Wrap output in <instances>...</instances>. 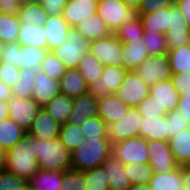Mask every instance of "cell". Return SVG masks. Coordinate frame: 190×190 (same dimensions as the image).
I'll use <instances>...</instances> for the list:
<instances>
[{
	"label": "cell",
	"mask_w": 190,
	"mask_h": 190,
	"mask_svg": "<svg viewBox=\"0 0 190 190\" xmlns=\"http://www.w3.org/2000/svg\"><path fill=\"white\" fill-rule=\"evenodd\" d=\"M5 169L29 180L40 169L36 154V138L26 133L14 147L5 152Z\"/></svg>",
	"instance_id": "6da1fadb"
},
{
	"label": "cell",
	"mask_w": 190,
	"mask_h": 190,
	"mask_svg": "<svg viewBox=\"0 0 190 190\" xmlns=\"http://www.w3.org/2000/svg\"><path fill=\"white\" fill-rule=\"evenodd\" d=\"M112 144L109 136L84 137L71 152L72 169L83 172L101 166L112 156Z\"/></svg>",
	"instance_id": "7a4b0ae2"
},
{
	"label": "cell",
	"mask_w": 190,
	"mask_h": 190,
	"mask_svg": "<svg viewBox=\"0 0 190 190\" xmlns=\"http://www.w3.org/2000/svg\"><path fill=\"white\" fill-rule=\"evenodd\" d=\"M36 154L39 168L45 171L65 172L72 170L71 151L59 138H36Z\"/></svg>",
	"instance_id": "3957f363"
},
{
	"label": "cell",
	"mask_w": 190,
	"mask_h": 190,
	"mask_svg": "<svg viewBox=\"0 0 190 190\" xmlns=\"http://www.w3.org/2000/svg\"><path fill=\"white\" fill-rule=\"evenodd\" d=\"M96 14L111 33H115L122 24L139 17L138 10L129 8L122 0H98Z\"/></svg>",
	"instance_id": "277c9868"
},
{
	"label": "cell",
	"mask_w": 190,
	"mask_h": 190,
	"mask_svg": "<svg viewBox=\"0 0 190 190\" xmlns=\"http://www.w3.org/2000/svg\"><path fill=\"white\" fill-rule=\"evenodd\" d=\"M90 42L82 37L75 29L67 35V41L52 52L64 63L67 70L78 68L84 55L89 52Z\"/></svg>",
	"instance_id": "5b68a950"
},
{
	"label": "cell",
	"mask_w": 190,
	"mask_h": 190,
	"mask_svg": "<svg viewBox=\"0 0 190 190\" xmlns=\"http://www.w3.org/2000/svg\"><path fill=\"white\" fill-rule=\"evenodd\" d=\"M148 140L141 136L132 137L112 144V156L123 164L149 162Z\"/></svg>",
	"instance_id": "8992f818"
},
{
	"label": "cell",
	"mask_w": 190,
	"mask_h": 190,
	"mask_svg": "<svg viewBox=\"0 0 190 190\" xmlns=\"http://www.w3.org/2000/svg\"><path fill=\"white\" fill-rule=\"evenodd\" d=\"M89 53L104 66L123 67L122 42L114 33L91 41L89 44Z\"/></svg>",
	"instance_id": "52a82bcc"
},
{
	"label": "cell",
	"mask_w": 190,
	"mask_h": 190,
	"mask_svg": "<svg viewBox=\"0 0 190 190\" xmlns=\"http://www.w3.org/2000/svg\"><path fill=\"white\" fill-rule=\"evenodd\" d=\"M128 71L122 66L103 67L101 78L88 86V93L96 99L115 94Z\"/></svg>",
	"instance_id": "ba28073f"
},
{
	"label": "cell",
	"mask_w": 190,
	"mask_h": 190,
	"mask_svg": "<svg viewBox=\"0 0 190 190\" xmlns=\"http://www.w3.org/2000/svg\"><path fill=\"white\" fill-rule=\"evenodd\" d=\"M150 86L135 72L128 71L115 95L129 107H137L149 96Z\"/></svg>",
	"instance_id": "9c48e42d"
},
{
	"label": "cell",
	"mask_w": 190,
	"mask_h": 190,
	"mask_svg": "<svg viewBox=\"0 0 190 190\" xmlns=\"http://www.w3.org/2000/svg\"><path fill=\"white\" fill-rule=\"evenodd\" d=\"M135 72L150 87L154 84L169 80L172 77L170 60L167 54L149 56Z\"/></svg>",
	"instance_id": "30bf717a"
},
{
	"label": "cell",
	"mask_w": 190,
	"mask_h": 190,
	"mask_svg": "<svg viewBox=\"0 0 190 190\" xmlns=\"http://www.w3.org/2000/svg\"><path fill=\"white\" fill-rule=\"evenodd\" d=\"M142 115L137 107H130L119 121L108 126V136L112 143L139 136Z\"/></svg>",
	"instance_id": "8fae6325"
},
{
	"label": "cell",
	"mask_w": 190,
	"mask_h": 190,
	"mask_svg": "<svg viewBox=\"0 0 190 190\" xmlns=\"http://www.w3.org/2000/svg\"><path fill=\"white\" fill-rule=\"evenodd\" d=\"M165 36L168 50L190 44V27L175 3L170 5L169 28Z\"/></svg>",
	"instance_id": "7c38bea8"
},
{
	"label": "cell",
	"mask_w": 190,
	"mask_h": 190,
	"mask_svg": "<svg viewBox=\"0 0 190 190\" xmlns=\"http://www.w3.org/2000/svg\"><path fill=\"white\" fill-rule=\"evenodd\" d=\"M149 164L156 173H169L178 165L174 160L169 142L148 140Z\"/></svg>",
	"instance_id": "4fadbf2b"
},
{
	"label": "cell",
	"mask_w": 190,
	"mask_h": 190,
	"mask_svg": "<svg viewBox=\"0 0 190 190\" xmlns=\"http://www.w3.org/2000/svg\"><path fill=\"white\" fill-rule=\"evenodd\" d=\"M9 117L28 131L40 106L32 98L12 96L7 102Z\"/></svg>",
	"instance_id": "5bb4252c"
},
{
	"label": "cell",
	"mask_w": 190,
	"mask_h": 190,
	"mask_svg": "<svg viewBox=\"0 0 190 190\" xmlns=\"http://www.w3.org/2000/svg\"><path fill=\"white\" fill-rule=\"evenodd\" d=\"M60 93L59 81L52 79L40 69L37 70L31 98L40 107H44Z\"/></svg>",
	"instance_id": "9a60e30c"
},
{
	"label": "cell",
	"mask_w": 190,
	"mask_h": 190,
	"mask_svg": "<svg viewBox=\"0 0 190 190\" xmlns=\"http://www.w3.org/2000/svg\"><path fill=\"white\" fill-rule=\"evenodd\" d=\"M60 127L44 107H40L27 133L35 138L54 140L59 138Z\"/></svg>",
	"instance_id": "2e32d148"
},
{
	"label": "cell",
	"mask_w": 190,
	"mask_h": 190,
	"mask_svg": "<svg viewBox=\"0 0 190 190\" xmlns=\"http://www.w3.org/2000/svg\"><path fill=\"white\" fill-rule=\"evenodd\" d=\"M98 0H69L62 11L64 20L74 28L77 24L97 12Z\"/></svg>",
	"instance_id": "e0dca14e"
},
{
	"label": "cell",
	"mask_w": 190,
	"mask_h": 190,
	"mask_svg": "<svg viewBox=\"0 0 190 190\" xmlns=\"http://www.w3.org/2000/svg\"><path fill=\"white\" fill-rule=\"evenodd\" d=\"M47 36V50L53 51L67 41V35L72 29L62 15L48 16L43 26Z\"/></svg>",
	"instance_id": "ac0fdd59"
},
{
	"label": "cell",
	"mask_w": 190,
	"mask_h": 190,
	"mask_svg": "<svg viewBox=\"0 0 190 190\" xmlns=\"http://www.w3.org/2000/svg\"><path fill=\"white\" fill-rule=\"evenodd\" d=\"M129 108L115 94L98 99V116L107 126L123 118Z\"/></svg>",
	"instance_id": "d6986e66"
},
{
	"label": "cell",
	"mask_w": 190,
	"mask_h": 190,
	"mask_svg": "<svg viewBox=\"0 0 190 190\" xmlns=\"http://www.w3.org/2000/svg\"><path fill=\"white\" fill-rule=\"evenodd\" d=\"M98 116V99L89 93L73 98V107L68 123L81 124L86 119Z\"/></svg>",
	"instance_id": "ffe728a7"
},
{
	"label": "cell",
	"mask_w": 190,
	"mask_h": 190,
	"mask_svg": "<svg viewBox=\"0 0 190 190\" xmlns=\"http://www.w3.org/2000/svg\"><path fill=\"white\" fill-rule=\"evenodd\" d=\"M149 95L154 97L167 113L177 110L180 94L173 86L171 79L160 81L151 86Z\"/></svg>",
	"instance_id": "44dd1931"
},
{
	"label": "cell",
	"mask_w": 190,
	"mask_h": 190,
	"mask_svg": "<svg viewBox=\"0 0 190 190\" xmlns=\"http://www.w3.org/2000/svg\"><path fill=\"white\" fill-rule=\"evenodd\" d=\"M122 53L123 67L127 71H135L149 57L143 40L122 42Z\"/></svg>",
	"instance_id": "7402d4cb"
},
{
	"label": "cell",
	"mask_w": 190,
	"mask_h": 190,
	"mask_svg": "<svg viewBox=\"0 0 190 190\" xmlns=\"http://www.w3.org/2000/svg\"><path fill=\"white\" fill-rule=\"evenodd\" d=\"M107 175L110 190H127L132 184L124 171L123 163L113 156L101 164Z\"/></svg>",
	"instance_id": "603a6c76"
},
{
	"label": "cell",
	"mask_w": 190,
	"mask_h": 190,
	"mask_svg": "<svg viewBox=\"0 0 190 190\" xmlns=\"http://www.w3.org/2000/svg\"><path fill=\"white\" fill-rule=\"evenodd\" d=\"M59 85L60 92L71 98L88 93L86 80L77 68L66 70L59 80Z\"/></svg>",
	"instance_id": "cb8c5ba5"
},
{
	"label": "cell",
	"mask_w": 190,
	"mask_h": 190,
	"mask_svg": "<svg viewBox=\"0 0 190 190\" xmlns=\"http://www.w3.org/2000/svg\"><path fill=\"white\" fill-rule=\"evenodd\" d=\"M20 25L44 26L48 14L37 0H23L18 12Z\"/></svg>",
	"instance_id": "d4e9b609"
},
{
	"label": "cell",
	"mask_w": 190,
	"mask_h": 190,
	"mask_svg": "<svg viewBox=\"0 0 190 190\" xmlns=\"http://www.w3.org/2000/svg\"><path fill=\"white\" fill-rule=\"evenodd\" d=\"M139 136L146 140L168 142V119L164 117L143 118Z\"/></svg>",
	"instance_id": "484cf974"
},
{
	"label": "cell",
	"mask_w": 190,
	"mask_h": 190,
	"mask_svg": "<svg viewBox=\"0 0 190 190\" xmlns=\"http://www.w3.org/2000/svg\"><path fill=\"white\" fill-rule=\"evenodd\" d=\"M73 29L89 42L112 34L97 14L85 18Z\"/></svg>",
	"instance_id": "4316f807"
},
{
	"label": "cell",
	"mask_w": 190,
	"mask_h": 190,
	"mask_svg": "<svg viewBox=\"0 0 190 190\" xmlns=\"http://www.w3.org/2000/svg\"><path fill=\"white\" fill-rule=\"evenodd\" d=\"M64 172L45 171L39 169L32 178L27 181L31 190H62V176Z\"/></svg>",
	"instance_id": "83f0119b"
},
{
	"label": "cell",
	"mask_w": 190,
	"mask_h": 190,
	"mask_svg": "<svg viewBox=\"0 0 190 190\" xmlns=\"http://www.w3.org/2000/svg\"><path fill=\"white\" fill-rule=\"evenodd\" d=\"M148 185L151 190H184L180 166L169 173L154 172Z\"/></svg>",
	"instance_id": "f1b7e54d"
},
{
	"label": "cell",
	"mask_w": 190,
	"mask_h": 190,
	"mask_svg": "<svg viewBox=\"0 0 190 190\" xmlns=\"http://www.w3.org/2000/svg\"><path fill=\"white\" fill-rule=\"evenodd\" d=\"M72 107L73 98L60 93L46 104L44 109L57 123L62 125L68 122Z\"/></svg>",
	"instance_id": "f546056e"
},
{
	"label": "cell",
	"mask_w": 190,
	"mask_h": 190,
	"mask_svg": "<svg viewBox=\"0 0 190 190\" xmlns=\"http://www.w3.org/2000/svg\"><path fill=\"white\" fill-rule=\"evenodd\" d=\"M27 133L10 117L0 122V147L4 152L14 147Z\"/></svg>",
	"instance_id": "4dcf8cb0"
},
{
	"label": "cell",
	"mask_w": 190,
	"mask_h": 190,
	"mask_svg": "<svg viewBox=\"0 0 190 190\" xmlns=\"http://www.w3.org/2000/svg\"><path fill=\"white\" fill-rule=\"evenodd\" d=\"M144 32L166 34L169 28L170 6L157 12L139 15Z\"/></svg>",
	"instance_id": "1f68e13d"
},
{
	"label": "cell",
	"mask_w": 190,
	"mask_h": 190,
	"mask_svg": "<svg viewBox=\"0 0 190 190\" xmlns=\"http://www.w3.org/2000/svg\"><path fill=\"white\" fill-rule=\"evenodd\" d=\"M169 145L178 166L190 164V127L170 138Z\"/></svg>",
	"instance_id": "d6a6232c"
},
{
	"label": "cell",
	"mask_w": 190,
	"mask_h": 190,
	"mask_svg": "<svg viewBox=\"0 0 190 190\" xmlns=\"http://www.w3.org/2000/svg\"><path fill=\"white\" fill-rule=\"evenodd\" d=\"M43 26L20 25L18 44L35 48L47 49V36Z\"/></svg>",
	"instance_id": "836d02e7"
},
{
	"label": "cell",
	"mask_w": 190,
	"mask_h": 190,
	"mask_svg": "<svg viewBox=\"0 0 190 190\" xmlns=\"http://www.w3.org/2000/svg\"><path fill=\"white\" fill-rule=\"evenodd\" d=\"M47 53V49L21 46L19 44V69L39 70Z\"/></svg>",
	"instance_id": "e575fe53"
},
{
	"label": "cell",
	"mask_w": 190,
	"mask_h": 190,
	"mask_svg": "<svg viewBox=\"0 0 190 190\" xmlns=\"http://www.w3.org/2000/svg\"><path fill=\"white\" fill-rule=\"evenodd\" d=\"M172 74L190 72V44L168 50Z\"/></svg>",
	"instance_id": "d590c367"
},
{
	"label": "cell",
	"mask_w": 190,
	"mask_h": 190,
	"mask_svg": "<svg viewBox=\"0 0 190 190\" xmlns=\"http://www.w3.org/2000/svg\"><path fill=\"white\" fill-rule=\"evenodd\" d=\"M37 70L21 68L18 81L13 85L12 96L31 98Z\"/></svg>",
	"instance_id": "8d00e7d4"
},
{
	"label": "cell",
	"mask_w": 190,
	"mask_h": 190,
	"mask_svg": "<svg viewBox=\"0 0 190 190\" xmlns=\"http://www.w3.org/2000/svg\"><path fill=\"white\" fill-rule=\"evenodd\" d=\"M20 31L18 15L0 13V39L5 43L17 42Z\"/></svg>",
	"instance_id": "74e56055"
},
{
	"label": "cell",
	"mask_w": 190,
	"mask_h": 190,
	"mask_svg": "<svg viewBox=\"0 0 190 190\" xmlns=\"http://www.w3.org/2000/svg\"><path fill=\"white\" fill-rule=\"evenodd\" d=\"M104 65L101 64L97 59L93 57L91 53H87L81 59L78 70L86 80L87 85L89 86L93 82L101 78L102 70Z\"/></svg>",
	"instance_id": "f35d334b"
},
{
	"label": "cell",
	"mask_w": 190,
	"mask_h": 190,
	"mask_svg": "<svg viewBox=\"0 0 190 190\" xmlns=\"http://www.w3.org/2000/svg\"><path fill=\"white\" fill-rule=\"evenodd\" d=\"M123 166L126 175L131 181V184L148 185L154 173L149 163L137 164L133 162L123 164Z\"/></svg>",
	"instance_id": "ab89813d"
},
{
	"label": "cell",
	"mask_w": 190,
	"mask_h": 190,
	"mask_svg": "<svg viewBox=\"0 0 190 190\" xmlns=\"http://www.w3.org/2000/svg\"><path fill=\"white\" fill-rule=\"evenodd\" d=\"M84 137L80 124L67 122L60 127L59 139L71 152L84 140Z\"/></svg>",
	"instance_id": "60d3db41"
},
{
	"label": "cell",
	"mask_w": 190,
	"mask_h": 190,
	"mask_svg": "<svg viewBox=\"0 0 190 190\" xmlns=\"http://www.w3.org/2000/svg\"><path fill=\"white\" fill-rule=\"evenodd\" d=\"M121 42H132L135 40H143L144 30L140 18L122 24L114 33Z\"/></svg>",
	"instance_id": "b9f144b4"
},
{
	"label": "cell",
	"mask_w": 190,
	"mask_h": 190,
	"mask_svg": "<svg viewBox=\"0 0 190 190\" xmlns=\"http://www.w3.org/2000/svg\"><path fill=\"white\" fill-rule=\"evenodd\" d=\"M85 175V190H110L107 175L102 166L83 171Z\"/></svg>",
	"instance_id": "7bdbcfd3"
},
{
	"label": "cell",
	"mask_w": 190,
	"mask_h": 190,
	"mask_svg": "<svg viewBox=\"0 0 190 190\" xmlns=\"http://www.w3.org/2000/svg\"><path fill=\"white\" fill-rule=\"evenodd\" d=\"M143 41L146 44L149 56L167 54L166 36L161 33L144 32Z\"/></svg>",
	"instance_id": "ee69618b"
},
{
	"label": "cell",
	"mask_w": 190,
	"mask_h": 190,
	"mask_svg": "<svg viewBox=\"0 0 190 190\" xmlns=\"http://www.w3.org/2000/svg\"><path fill=\"white\" fill-rule=\"evenodd\" d=\"M40 70L49 75L52 79L59 81L67 69L64 63L57 58L55 53L48 51L41 64Z\"/></svg>",
	"instance_id": "f6af8a7d"
},
{
	"label": "cell",
	"mask_w": 190,
	"mask_h": 190,
	"mask_svg": "<svg viewBox=\"0 0 190 190\" xmlns=\"http://www.w3.org/2000/svg\"><path fill=\"white\" fill-rule=\"evenodd\" d=\"M80 128L86 138L108 136V126L99 116L86 119L80 124Z\"/></svg>",
	"instance_id": "bcb514c9"
},
{
	"label": "cell",
	"mask_w": 190,
	"mask_h": 190,
	"mask_svg": "<svg viewBox=\"0 0 190 190\" xmlns=\"http://www.w3.org/2000/svg\"><path fill=\"white\" fill-rule=\"evenodd\" d=\"M137 109L143 118L164 117L167 115L164 107L150 95L137 106Z\"/></svg>",
	"instance_id": "7dc6e473"
},
{
	"label": "cell",
	"mask_w": 190,
	"mask_h": 190,
	"mask_svg": "<svg viewBox=\"0 0 190 190\" xmlns=\"http://www.w3.org/2000/svg\"><path fill=\"white\" fill-rule=\"evenodd\" d=\"M85 175L82 171L68 170L62 176V190H85Z\"/></svg>",
	"instance_id": "c3c4849f"
},
{
	"label": "cell",
	"mask_w": 190,
	"mask_h": 190,
	"mask_svg": "<svg viewBox=\"0 0 190 190\" xmlns=\"http://www.w3.org/2000/svg\"><path fill=\"white\" fill-rule=\"evenodd\" d=\"M27 180L11 174L6 169L0 172V190H26Z\"/></svg>",
	"instance_id": "681fc988"
},
{
	"label": "cell",
	"mask_w": 190,
	"mask_h": 190,
	"mask_svg": "<svg viewBox=\"0 0 190 190\" xmlns=\"http://www.w3.org/2000/svg\"><path fill=\"white\" fill-rule=\"evenodd\" d=\"M166 118L168 119V142L170 138L190 127L189 122L184 120L177 110L168 112Z\"/></svg>",
	"instance_id": "f907efd6"
},
{
	"label": "cell",
	"mask_w": 190,
	"mask_h": 190,
	"mask_svg": "<svg viewBox=\"0 0 190 190\" xmlns=\"http://www.w3.org/2000/svg\"><path fill=\"white\" fill-rule=\"evenodd\" d=\"M175 0H141L138 9L139 15L157 12L174 4Z\"/></svg>",
	"instance_id": "816d5d0a"
},
{
	"label": "cell",
	"mask_w": 190,
	"mask_h": 190,
	"mask_svg": "<svg viewBox=\"0 0 190 190\" xmlns=\"http://www.w3.org/2000/svg\"><path fill=\"white\" fill-rule=\"evenodd\" d=\"M0 63L13 64L19 68V44L18 42L7 43L0 56Z\"/></svg>",
	"instance_id": "f5cc1de1"
},
{
	"label": "cell",
	"mask_w": 190,
	"mask_h": 190,
	"mask_svg": "<svg viewBox=\"0 0 190 190\" xmlns=\"http://www.w3.org/2000/svg\"><path fill=\"white\" fill-rule=\"evenodd\" d=\"M19 72L20 69L13 64L0 63V80L9 87L18 81Z\"/></svg>",
	"instance_id": "db71d44e"
},
{
	"label": "cell",
	"mask_w": 190,
	"mask_h": 190,
	"mask_svg": "<svg viewBox=\"0 0 190 190\" xmlns=\"http://www.w3.org/2000/svg\"><path fill=\"white\" fill-rule=\"evenodd\" d=\"M48 16L62 15L64 7L69 0H37Z\"/></svg>",
	"instance_id": "11a10c76"
},
{
	"label": "cell",
	"mask_w": 190,
	"mask_h": 190,
	"mask_svg": "<svg viewBox=\"0 0 190 190\" xmlns=\"http://www.w3.org/2000/svg\"><path fill=\"white\" fill-rule=\"evenodd\" d=\"M171 81L179 94L190 93V72L182 74H172Z\"/></svg>",
	"instance_id": "9f6ffc18"
},
{
	"label": "cell",
	"mask_w": 190,
	"mask_h": 190,
	"mask_svg": "<svg viewBox=\"0 0 190 190\" xmlns=\"http://www.w3.org/2000/svg\"><path fill=\"white\" fill-rule=\"evenodd\" d=\"M177 111L190 124V93L183 92L180 94Z\"/></svg>",
	"instance_id": "6f0895ef"
},
{
	"label": "cell",
	"mask_w": 190,
	"mask_h": 190,
	"mask_svg": "<svg viewBox=\"0 0 190 190\" xmlns=\"http://www.w3.org/2000/svg\"><path fill=\"white\" fill-rule=\"evenodd\" d=\"M23 0H0V13L18 15Z\"/></svg>",
	"instance_id": "680465c9"
},
{
	"label": "cell",
	"mask_w": 190,
	"mask_h": 190,
	"mask_svg": "<svg viewBox=\"0 0 190 190\" xmlns=\"http://www.w3.org/2000/svg\"><path fill=\"white\" fill-rule=\"evenodd\" d=\"M174 3L181 10L187 25L190 27V0H175Z\"/></svg>",
	"instance_id": "91938a15"
},
{
	"label": "cell",
	"mask_w": 190,
	"mask_h": 190,
	"mask_svg": "<svg viewBox=\"0 0 190 190\" xmlns=\"http://www.w3.org/2000/svg\"><path fill=\"white\" fill-rule=\"evenodd\" d=\"M12 88L0 80V101L8 102L12 97Z\"/></svg>",
	"instance_id": "94428289"
},
{
	"label": "cell",
	"mask_w": 190,
	"mask_h": 190,
	"mask_svg": "<svg viewBox=\"0 0 190 190\" xmlns=\"http://www.w3.org/2000/svg\"><path fill=\"white\" fill-rule=\"evenodd\" d=\"M184 180V190H190V164L180 166Z\"/></svg>",
	"instance_id": "6125c7cd"
},
{
	"label": "cell",
	"mask_w": 190,
	"mask_h": 190,
	"mask_svg": "<svg viewBox=\"0 0 190 190\" xmlns=\"http://www.w3.org/2000/svg\"><path fill=\"white\" fill-rule=\"evenodd\" d=\"M8 117V104L7 102L0 101V122Z\"/></svg>",
	"instance_id": "be15d7a7"
},
{
	"label": "cell",
	"mask_w": 190,
	"mask_h": 190,
	"mask_svg": "<svg viewBox=\"0 0 190 190\" xmlns=\"http://www.w3.org/2000/svg\"><path fill=\"white\" fill-rule=\"evenodd\" d=\"M129 8H134L136 10L140 7L141 0H122Z\"/></svg>",
	"instance_id": "e7e4bbea"
},
{
	"label": "cell",
	"mask_w": 190,
	"mask_h": 190,
	"mask_svg": "<svg viewBox=\"0 0 190 190\" xmlns=\"http://www.w3.org/2000/svg\"><path fill=\"white\" fill-rule=\"evenodd\" d=\"M127 190H151L149 185L132 184Z\"/></svg>",
	"instance_id": "03108f58"
},
{
	"label": "cell",
	"mask_w": 190,
	"mask_h": 190,
	"mask_svg": "<svg viewBox=\"0 0 190 190\" xmlns=\"http://www.w3.org/2000/svg\"><path fill=\"white\" fill-rule=\"evenodd\" d=\"M5 170V152L0 147V172Z\"/></svg>",
	"instance_id": "003e7915"
},
{
	"label": "cell",
	"mask_w": 190,
	"mask_h": 190,
	"mask_svg": "<svg viewBox=\"0 0 190 190\" xmlns=\"http://www.w3.org/2000/svg\"><path fill=\"white\" fill-rule=\"evenodd\" d=\"M4 46H5V43L0 39V56L3 52Z\"/></svg>",
	"instance_id": "a7ac6f4b"
}]
</instances>
